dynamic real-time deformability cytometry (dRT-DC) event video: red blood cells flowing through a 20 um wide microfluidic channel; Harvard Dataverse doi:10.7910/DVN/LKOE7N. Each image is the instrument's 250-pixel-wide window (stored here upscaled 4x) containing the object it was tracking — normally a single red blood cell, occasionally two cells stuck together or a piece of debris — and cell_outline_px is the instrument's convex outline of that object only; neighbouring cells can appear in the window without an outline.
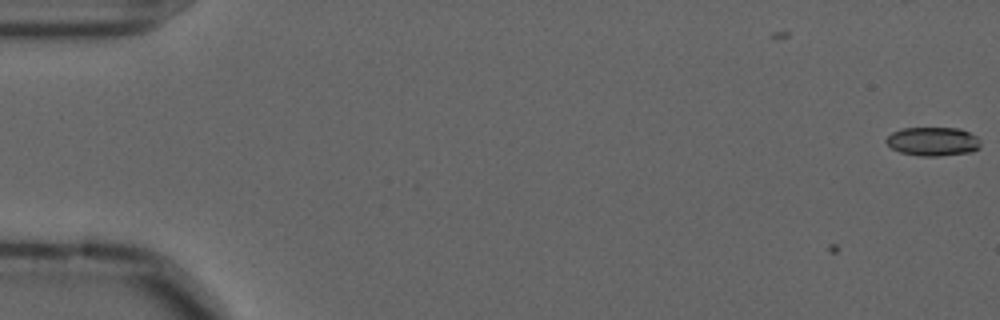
{"species": "common noctule bat (a hibernating species)", "species_latin": "Nyctalus noctula", "temperature_condition": "cold", "stored_images_in_passage": 4, "camera_frame_rate_fps": 3000, "um_per_image_px": 0.085, "animal": {"sex": "male", "forearm_length_mm": 52.5}, "frame": {"image": 1, "passage_image": 1, "time_ms": 0.0, "image_size_px": [1000, 320], "cell_outline_px": [[980, 148], [972, 152], [940, 156], [920, 156], [900, 152], [892, 148], [884, 140], [892, 132], [904, 128], [960, 128], [976, 136], [980, 140]], "centroid_in_image_um": [79.31, 12.03], "position_along_channel_um": 5.7, "area_um2": 15.9}}